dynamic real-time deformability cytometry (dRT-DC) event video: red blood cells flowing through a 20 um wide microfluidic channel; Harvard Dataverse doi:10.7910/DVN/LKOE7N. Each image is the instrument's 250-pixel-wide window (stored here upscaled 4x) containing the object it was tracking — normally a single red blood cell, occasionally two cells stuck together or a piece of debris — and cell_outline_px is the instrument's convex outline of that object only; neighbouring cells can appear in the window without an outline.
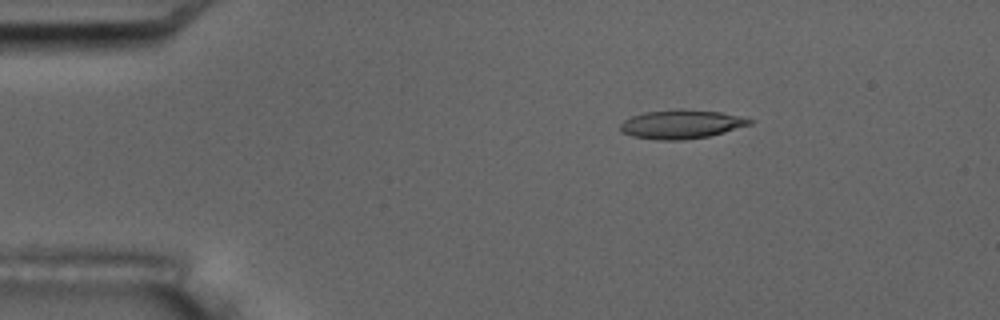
{"species": "common noctule bat (a hibernating species)", "species_latin": "Nyctalus noctula", "temperature_condition": "room temperature", "stored_images_in_passage": 5, "camera_frame_rate_fps": 3000, "um_per_image_px": 0.085, "animal": {"sex": "male", "body_mass_g": 17.5, "forearm_length_mm": 52.3}, "frame": {"image": 1, "passage_image": 3, "time_ms": 2.0, "image_size_px": [1000, 320], "cell_outline_px": [[752, 124], [724, 132], [708, 136], [684, 140], [664, 140], [632, 136], [624, 132], [620, 128], [620, 124], [624, 120], [632, 116], [644, 112], [676, 108], [680, 108], [720, 112], [740, 116], [752, 120]], "centroid_in_image_um": [57.91, 10.54], "position_along_channel_um": 27.1, "area_um2": 21.68}}